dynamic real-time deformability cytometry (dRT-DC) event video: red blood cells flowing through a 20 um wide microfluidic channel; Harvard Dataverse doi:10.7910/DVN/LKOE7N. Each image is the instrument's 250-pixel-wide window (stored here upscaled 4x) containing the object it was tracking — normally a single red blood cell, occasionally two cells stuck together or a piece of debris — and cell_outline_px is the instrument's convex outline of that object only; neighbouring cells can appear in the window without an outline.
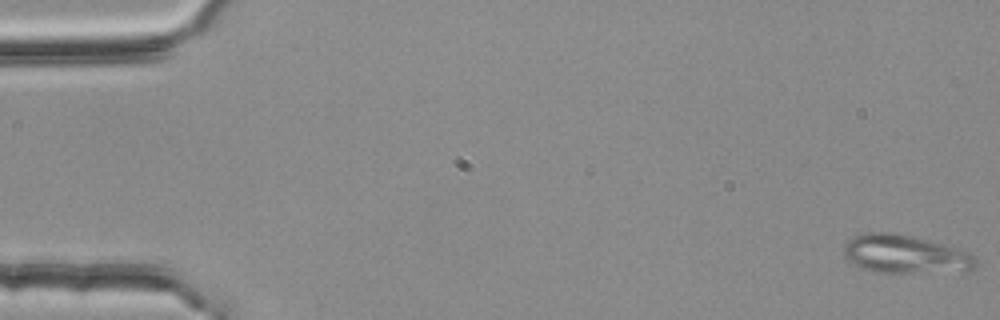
{"species": "common noctule bat (a hibernating species)", "species_latin": "Nyctalus noctula", "temperature_condition": "room temperature", "stored_images_in_passage": 54, "camera_frame_rate_fps": 3000, "um_per_image_px": 0.085, "animal": {"sex": "female", "body_mass_g": 25.1}, "frame": {"image": 1, "passage_image": 1, "time_ms": 0.0, "image_size_px": [1000, 320], "cell_outline_px": [[980, 264], [972, 268], [912, 272], [872, 272], [860, 268], [848, 260], [844, 256], [844, 244], [852, 236], [860, 232], [892, 232], [912, 236], [948, 244], [960, 248], [976, 256]], "centroid_in_image_um": [76.88, 21.56], "position_along_channel_um": 8.1, "area_um2": 29.54}}
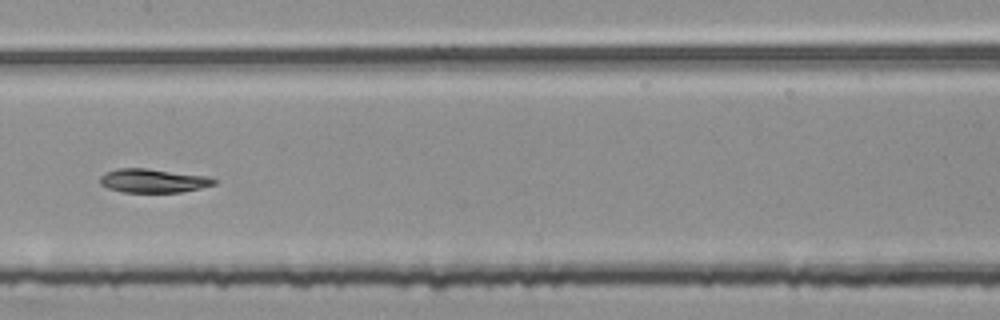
{"frame": {"image": 2, "passage_image": 28, "time_ms": 9.0, "image_size_px": [1000, 320], "cell_outline_px": [[216, 184], [200, 188], [180, 192], [120, 192], [108, 188], [100, 184], [100, 176], [104, 172], [116, 168], [148, 168], [208, 176], [216, 180]], "centroid_in_image_um": [12.98, 15.35], "position_along_channel_um": 194.4, "area_um2": 15.95}}
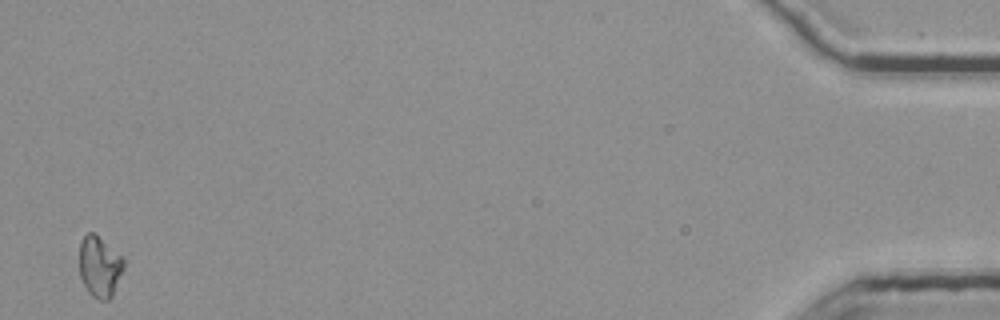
{"frame": {"image": 3, "passage_image": 54, "time_ms": 17.667, "image_size_px": [1000, 320], "cell_outline_px": [[124, 268], [112, 296], [108, 300], [100, 300], [92, 296], [88, 292], [80, 276], [80, 244], [84, 236], [88, 232], [92, 232], [120, 256], [124, 260]], "centroid_in_image_um": [8.46, 22.7], "position_along_channel_um": 426.7, "area_um2": 15.32}, "authors_computed_cell_mechanics": {"area_um2": 16.3574, "velocity_mm_per_s": 3.758, "shape_relaxation_time_tau1_ms": 3.7345, "shape_relaxation_time_tau2_ms": 2.7478, "deformation_change_tau1": 0.1323, "deformation_change_tau2": 0.0658}}